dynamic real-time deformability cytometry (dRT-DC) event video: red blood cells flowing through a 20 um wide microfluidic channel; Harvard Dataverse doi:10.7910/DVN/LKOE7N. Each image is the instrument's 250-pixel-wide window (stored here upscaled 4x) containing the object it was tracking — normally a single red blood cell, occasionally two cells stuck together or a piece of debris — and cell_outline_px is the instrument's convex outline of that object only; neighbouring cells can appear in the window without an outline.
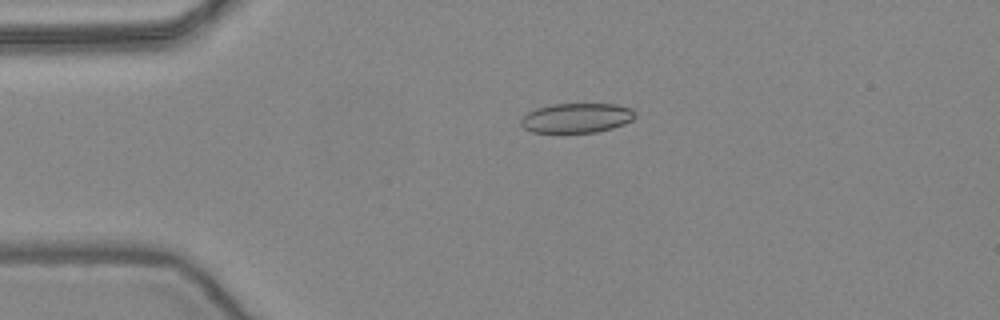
{"species": "common noctule bat (a hibernating species)", "species_latin": "Nyctalus noctula", "temperature_condition": "warm", "stored_images_in_passage": 35, "camera_frame_rate_fps": 3000, "um_per_image_px": 0.085, "animal": {"sex": "female", "body_mass_g": 24.6, "forearm_length_mm": 56.2}, "frame": {"image": 1, "passage_image": 4, "time_ms": 1.0, "image_size_px": [1000, 320], "cell_outline_px": [[636, 116], [632, 120], [624, 124], [612, 128], [596, 132], [532, 132], [524, 128], [520, 124], [520, 120], [528, 112], [536, 108], [552, 104], [616, 104], [632, 108], [636, 112]], "centroid_in_image_um": [49.03, 10.02], "position_along_channel_um": 36.0, "area_um2": 19.77}}
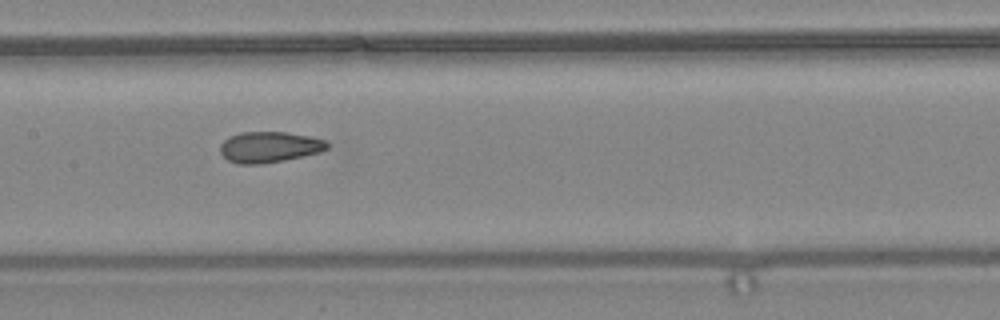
{"frame": {"image": 2, "passage_image": 18, "time_ms": 5.667, "image_size_px": [1000, 320], "cell_outline_px": [[328, 148], [320, 152], [284, 160], [260, 164], [236, 164], [228, 160], [220, 152], [220, 144], [228, 136], [240, 132], [284, 132], [308, 136], [324, 140], [328, 144]], "centroid_in_image_um": [22.84, 12.5], "position_along_channel_um": 184.6, "area_um2": 19.19}}
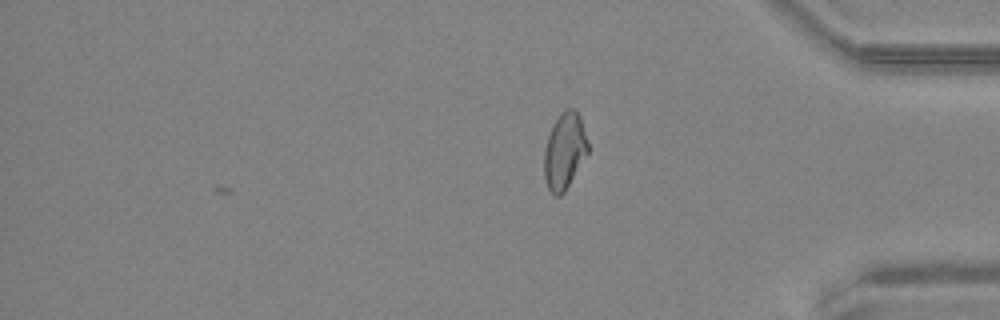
{"frame": {"image": 3, "passage_image": 35, "time_ms": 11.333, "image_size_px": [1000, 320], "cell_outline_px": [[588, 152], [564, 192], [560, 196], [556, 196], [548, 188], [544, 176], [544, 152], [548, 136], [552, 124], [560, 112], [568, 108], [572, 108], [580, 116], [588, 140]], "centroid_in_image_um": [47.98, 12.8], "position_along_channel_um": 387.2, "area_um2": 19.36}, "authors_computed_cell_mechanics": {"area_um2": 19.1896, "velocity_mm_per_s": 3.9325, "shape_relaxation_time_tau1_ms": null, "shape_relaxation_time_tau2_ms": 1.8579, "deformation_change_tau1": null, "deformation_change_tau2": 0.0749}}